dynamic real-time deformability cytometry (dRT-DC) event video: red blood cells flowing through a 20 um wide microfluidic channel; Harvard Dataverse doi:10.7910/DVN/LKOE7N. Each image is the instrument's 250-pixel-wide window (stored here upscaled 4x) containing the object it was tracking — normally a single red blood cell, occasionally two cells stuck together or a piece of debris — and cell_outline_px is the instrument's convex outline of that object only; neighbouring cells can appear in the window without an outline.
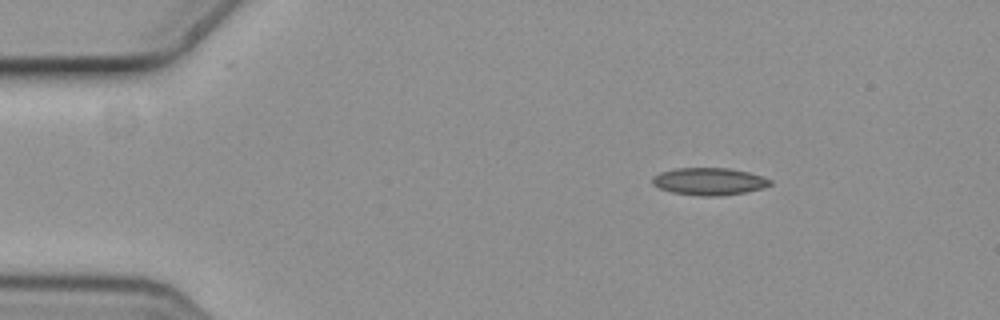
{"species": "common noctule bat (a hibernating species)", "species_latin": "Nyctalus noctula", "temperature_condition": "cold", "stored_images_in_passage": 4, "segment_of_instrument_passage": [1, 2], "camera_frame_rate_fps": 3000, "um_per_image_px": 0.085, "animal": {"sex": "female", "body_mass_g": 19.3, "forearm_length_mm": 54.1}, "frame": {"image": 1, "passage_image": 1, "time_ms": 0.0, "image_size_px": [1000, 320], "cell_outline_px": [[772, 184], [764, 188], [744, 192], [720, 196], [700, 196], [672, 192], [660, 188], [652, 184], [652, 176], [660, 172], [676, 168], [728, 168], [748, 172], [772, 180]], "centroid_in_image_um": [60.26, 15.42], "position_along_channel_um": 24.7, "area_um2": 18.73}}